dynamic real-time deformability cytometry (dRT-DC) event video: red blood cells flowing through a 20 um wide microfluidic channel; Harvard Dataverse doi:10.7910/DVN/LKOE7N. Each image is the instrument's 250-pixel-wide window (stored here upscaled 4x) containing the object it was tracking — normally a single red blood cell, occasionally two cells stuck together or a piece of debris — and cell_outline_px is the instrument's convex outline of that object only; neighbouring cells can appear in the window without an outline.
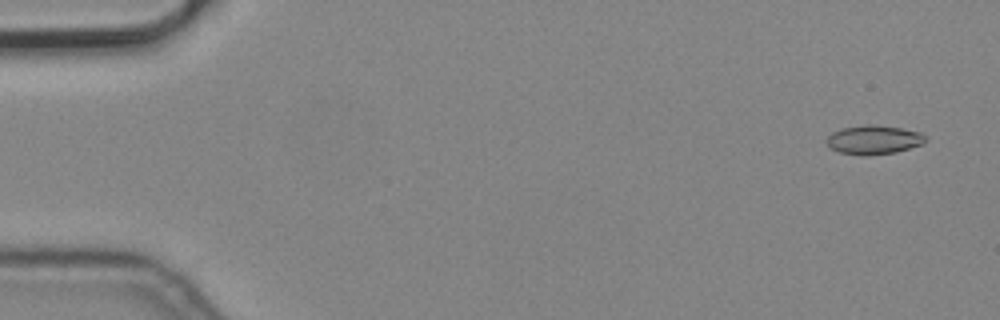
{"species": "common noctule bat (a hibernating species)", "species_latin": "Nyctalus noctula", "temperature_condition": "cold", "stored_images_in_passage": 4, "camera_frame_rate_fps": 3000, "um_per_image_px": 0.085, "animal": {"sex": "male", "body_mass_g": 19.2, "forearm_length_mm": 51.8}, "frame": {"image": 1, "passage_image": 1, "time_ms": 0.0, "image_size_px": [1000, 320], "cell_outline_px": [[928, 140], [924, 144], [896, 152], [868, 156], [860, 156], [840, 152], [832, 148], [824, 140], [832, 132], [840, 128], [864, 124], [872, 124], [900, 128], [920, 132]], "centroid_in_image_um": [74.26, 11.88], "position_along_channel_um": 10.7, "area_um2": 16.94}}
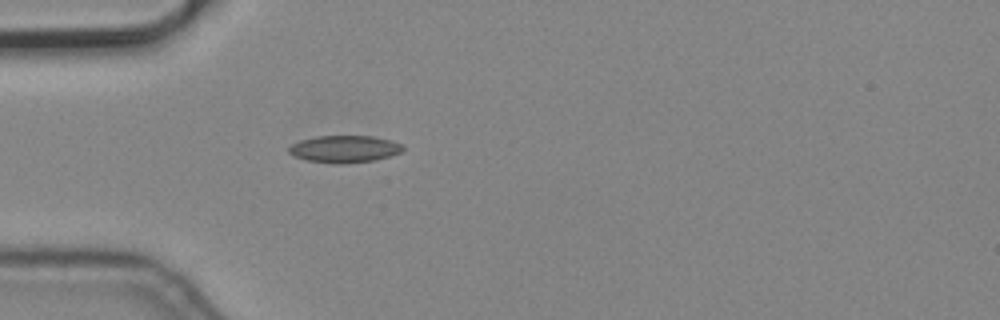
{"frame": {"image": 2, "passage_image": 4, "time_ms": 1.0, "image_size_px": [1000, 320], "cell_outline_px": [[404, 148], [400, 152], [376, 160], [344, 164], [332, 164], [308, 160], [292, 156], [288, 152], [288, 148], [292, 144], [300, 140], [316, 136], [372, 136], [388, 140], [400, 144]], "centroid_in_image_um": [29.22, 12.67], "position_along_channel_um": 55.8, "area_um2": 17.98}}